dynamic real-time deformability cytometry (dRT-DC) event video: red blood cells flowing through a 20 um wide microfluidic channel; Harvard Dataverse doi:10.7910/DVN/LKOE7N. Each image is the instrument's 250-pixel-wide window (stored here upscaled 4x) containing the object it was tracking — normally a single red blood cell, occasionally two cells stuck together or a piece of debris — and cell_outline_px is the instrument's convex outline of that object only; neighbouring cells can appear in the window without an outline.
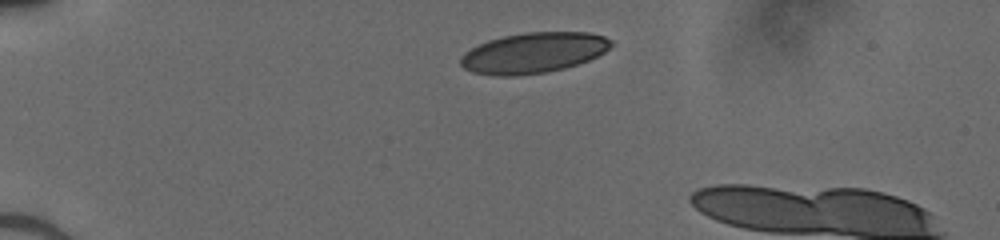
{"species": "human", "species_latin": "Homo sapiens", "temperature_condition": "cold", "stored_images_in_passage": 6, "camera_frame_rate_fps": 3000, "um_per_image_px": 0.085, "donor": {"sex": "male"}, "frame": {"image": 1, "passage_image": 1, "time_ms": 0.0, "image_size_px": [1000, 240], "cell_outline_px": [[612, 44], [604, 52], [588, 60], [564, 68], [544, 72], [516, 76], [496, 76], [472, 72], [464, 68], [460, 64], [460, 56], [464, 52], [488, 40], [504, 36], [524, 32], [588, 32], [604, 36], [612, 40]], "centroid_in_image_um": [45.32, 4.49], "position_along_channel_um": 39.7, "area_um2": 35.43}}